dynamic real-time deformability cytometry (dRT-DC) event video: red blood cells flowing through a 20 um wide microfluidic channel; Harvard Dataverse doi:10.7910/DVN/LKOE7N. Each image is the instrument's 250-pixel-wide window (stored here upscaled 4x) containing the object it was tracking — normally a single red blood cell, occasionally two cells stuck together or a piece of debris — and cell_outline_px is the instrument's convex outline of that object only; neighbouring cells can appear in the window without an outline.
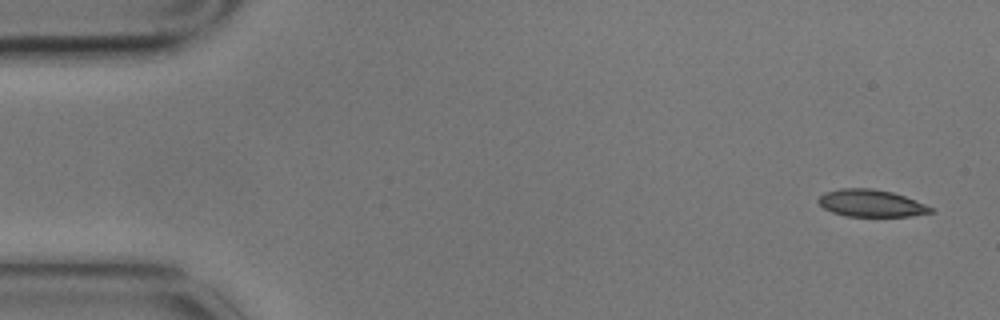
{"species": "common noctule bat (a hibernating species)", "species_latin": "Nyctalus noctula", "temperature_condition": "cold", "stored_images_in_passage": 6, "camera_frame_rate_fps": 3000, "um_per_image_px": 0.085, "animal": {"sex": "male", "body_mass_g": 17.9}, "frame": {"image": 1, "passage_image": 1, "time_ms": 0.0, "image_size_px": [1000, 320], "cell_outline_px": [[936, 212], [912, 216], [844, 216], [832, 212], [824, 208], [816, 200], [824, 192], [840, 188], [872, 188], [892, 192], [904, 196], [924, 204], [932, 208]], "centroid_in_image_um": [74.02, 17.27], "position_along_channel_um": 11.0, "area_um2": 17.8}}
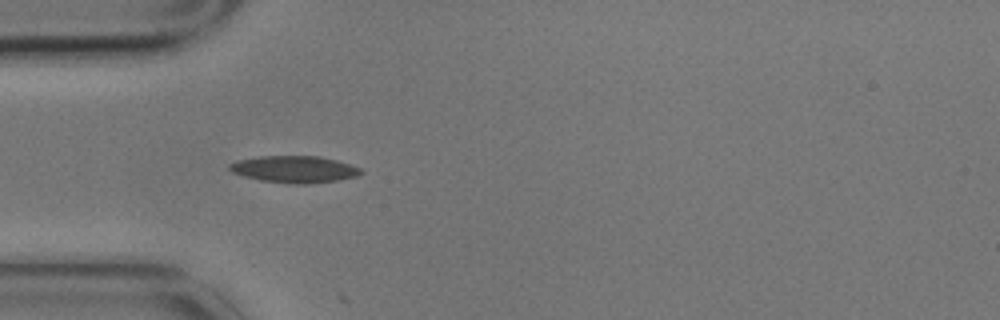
{"frame": {"image": 2, "passage_image": 5, "time_ms": 1.333, "image_size_px": [1000, 320], "cell_outline_px": [[364, 172], [356, 176], [336, 180], [308, 184], [288, 184], [260, 180], [244, 176], [232, 172], [228, 168], [228, 164], [236, 160], [256, 156], [320, 156], [336, 160], [360, 168]], "centroid_in_image_um": [24.97, 14.38], "position_along_channel_um": 60.0, "area_um2": 20.63}}